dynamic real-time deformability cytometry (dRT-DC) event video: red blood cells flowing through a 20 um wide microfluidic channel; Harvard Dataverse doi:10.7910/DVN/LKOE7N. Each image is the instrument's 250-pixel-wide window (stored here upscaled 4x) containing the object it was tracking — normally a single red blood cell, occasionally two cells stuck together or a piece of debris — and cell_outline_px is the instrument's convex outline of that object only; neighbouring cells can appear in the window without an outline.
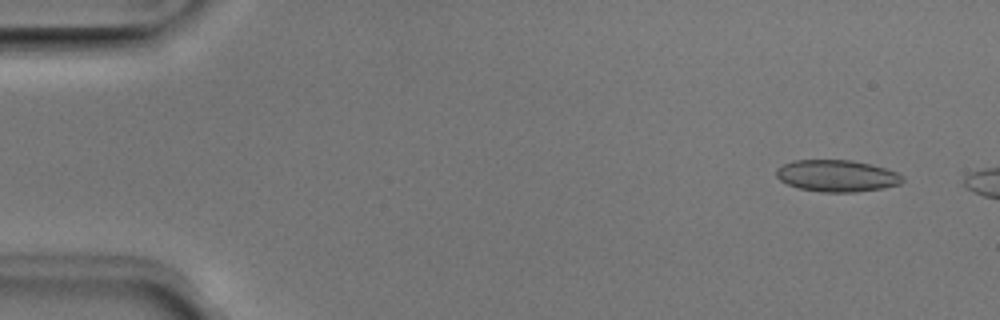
{"species": "Egyptian fruit bat (a non-hibernating species)", "species_latin": "Rousettus aegyptiacus", "temperature_condition": "room temperature", "stored_images_in_passage": 13, "camera_frame_rate_fps": 3000, "um_per_image_px": 0.085, "animal": {"sex": "male"}, "frame": {"image": 1, "passage_image": 3, "time_ms": 0.667, "image_size_px": [1000, 320], "cell_outline_px": [[904, 180], [900, 184], [884, 188], [856, 192], [824, 192], [800, 188], [788, 184], [780, 180], [776, 176], [776, 168], [792, 160], [852, 160], [872, 164], [896, 172], [904, 176]], "centroid_in_image_um": [71.15, 14.94], "position_along_channel_um": 13.8, "area_um2": 23.41}}